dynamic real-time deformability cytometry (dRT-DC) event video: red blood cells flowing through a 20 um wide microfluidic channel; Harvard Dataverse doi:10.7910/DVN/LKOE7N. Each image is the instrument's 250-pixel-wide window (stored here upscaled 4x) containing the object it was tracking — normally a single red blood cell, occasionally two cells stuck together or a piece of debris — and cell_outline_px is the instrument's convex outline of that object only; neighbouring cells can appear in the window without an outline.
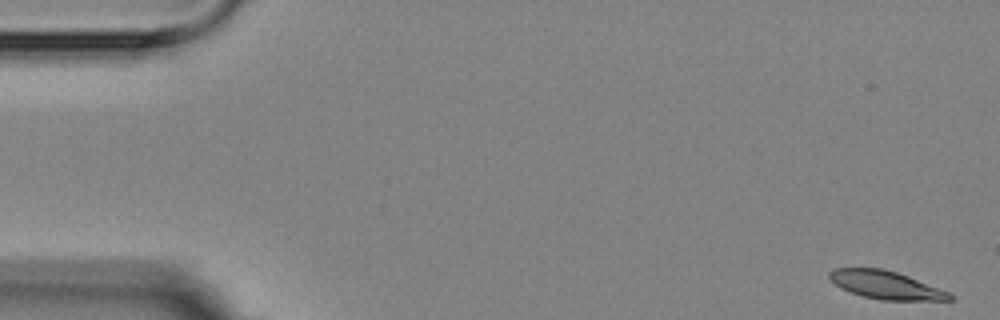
{"species": "Egyptian fruit bat (a non-hibernating species)", "species_latin": "Rousettus aegyptiacus", "temperature_condition": "room temperature", "stored_images_in_passage": 6, "camera_frame_rate_fps": 3000, "um_per_image_px": 0.085, "animal": {"sex": "female"}, "frame": {"image": 1, "passage_image": 1, "time_ms": 0.0, "image_size_px": [1000, 320], "cell_outline_px": [[952, 300], [880, 300], [864, 296], [840, 288], [828, 276], [828, 272], [832, 268], [884, 268], [908, 276], [948, 292], [952, 296]], "centroid_in_image_um": [75.25, 24.21], "position_along_channel_um": 9.7, "area_um2": 19.36}}